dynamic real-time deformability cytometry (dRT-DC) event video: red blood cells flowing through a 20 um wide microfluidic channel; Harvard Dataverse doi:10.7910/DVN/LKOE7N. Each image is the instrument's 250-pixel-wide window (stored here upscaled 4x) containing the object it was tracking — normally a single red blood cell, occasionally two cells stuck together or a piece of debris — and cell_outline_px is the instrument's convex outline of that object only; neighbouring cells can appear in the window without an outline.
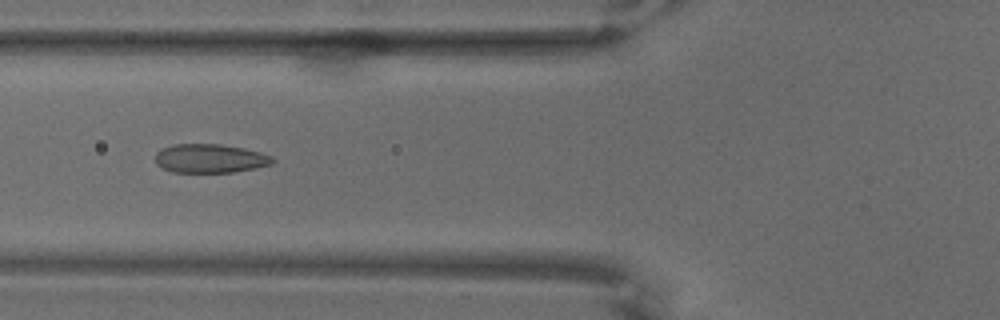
{"species": "common noctule bat (a hibernating species)", "species_latin": "Nyctalus noctula", "temperature_condition": "warm", "stored_images_in_passage": 67, "camera_frame_rate_fps": 3000, "um_per_image_px": 0.085, "animal": {"sex": "male", "body_mass_g": 18.8}, "frame": {"image": 1, "passage_image": 27, "time_ms": 8.667, "image_size_px": [1000, 320], "cell_outline_px": [[276, 160], [272, 164], [256, 168], [232, 172], [172, 172], [156, 164], [156, 152], [172, 144], [220, 144], [244, 148], [260, 152], [272, 156]], "centroid_in_image_um": [17.88, 13.46], "position_along_channel_um": 107.9, "area_um2": 19.71}}
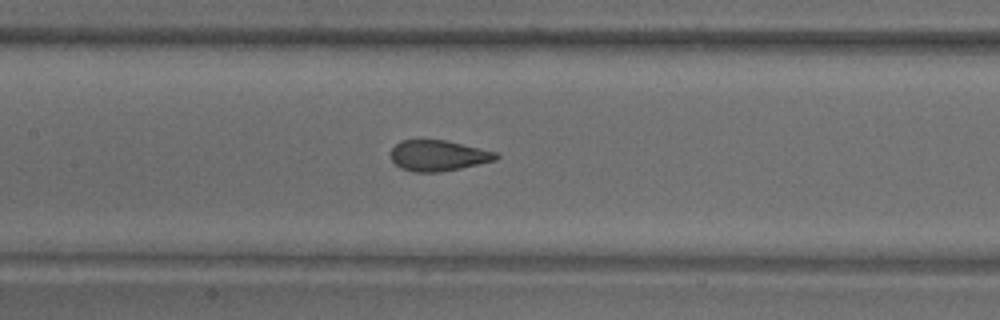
{"frame": {"image": 2, "passage_image": 33, "time_ms": 10.667, "image_size_px": [1000, 320], "cell_outline_px": [[500, 156], [496, 160], [460, 168], [440, 172], [412, 172], [400, 168], [392, 160], [392, 148], [400, 140], [444, 140], [500, 152]], "centroid_in_image_um": [37.28, 13.22], "position_along_channel_um": 170.1, "area_um2": 18.9}}
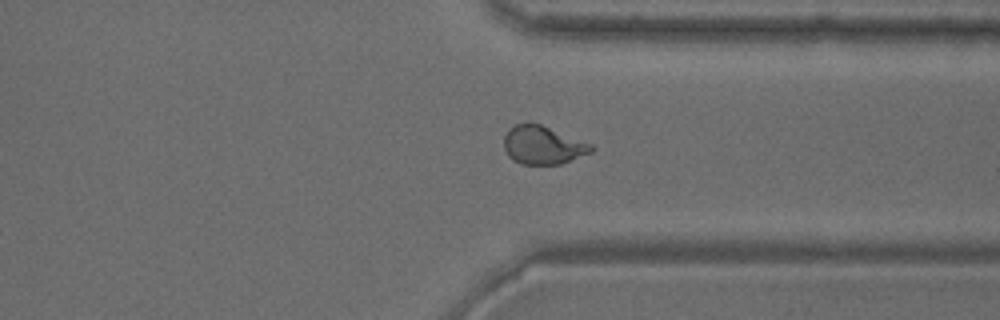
{"frame": {"image": 3, "passage_image": 52, "time_ms": 17.0, "image_size_px": [1000, 320], "cell_outline_px": [[596, 148], [592, 152], [560, 164], [520, 164], [512, 160], [508, 156], [504, 148], [504, 136], [508, 128], [516, 124], [540, 124], [592, 144]], "centroid_in_image_um": [46.13, 12.35], "position_along_channel_um": 365.3, "area_um2": 19.42}}